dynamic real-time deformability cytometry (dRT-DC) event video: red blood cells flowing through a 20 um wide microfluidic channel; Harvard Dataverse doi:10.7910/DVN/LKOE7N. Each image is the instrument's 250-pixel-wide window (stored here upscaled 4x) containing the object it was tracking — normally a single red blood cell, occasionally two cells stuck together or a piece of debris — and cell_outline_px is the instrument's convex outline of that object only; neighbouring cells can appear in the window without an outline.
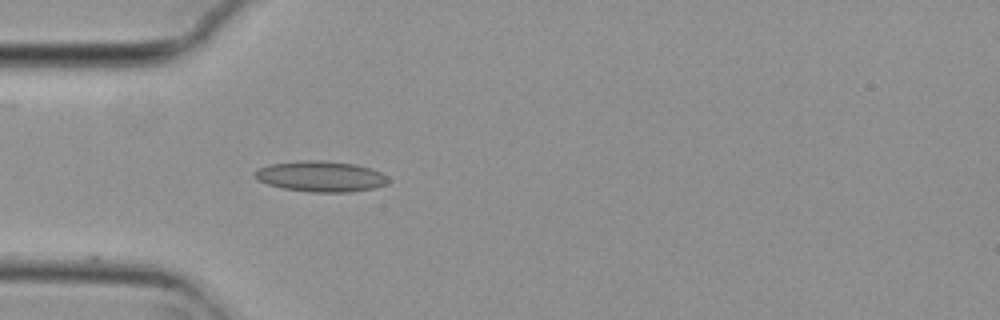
{"species": "common noctule bat (a hibernating species)", "species_latin": "Nyctalus noctula", "temperature_condition": "cold", "stored_images_in_passage": 4, "camera_frame_rate_fps": 3000, "um_per_image_px": 0.085, "animal": {"sex": "female", "body_mass_g": 29.2, "forearm_length_mm": 56.3}, "frame": {"image": 1, "passage_image": 4, "time_ms": 1.0, "image_size_px": [1000, 320], "cell_outline_px": [[392, 180], [384, 184], [372, 188], [352, 192], [312, 192], [280, 188], [256, 180], [252, 172], [256, 168], [268, 164], [304, 160], [320, 160], [356, 164], [372, 168], [388, 176]], "centroid_in_image_um": [27.22, 14.99], "position_along_channel_um": 57.8, "area_um2": 24.22}}